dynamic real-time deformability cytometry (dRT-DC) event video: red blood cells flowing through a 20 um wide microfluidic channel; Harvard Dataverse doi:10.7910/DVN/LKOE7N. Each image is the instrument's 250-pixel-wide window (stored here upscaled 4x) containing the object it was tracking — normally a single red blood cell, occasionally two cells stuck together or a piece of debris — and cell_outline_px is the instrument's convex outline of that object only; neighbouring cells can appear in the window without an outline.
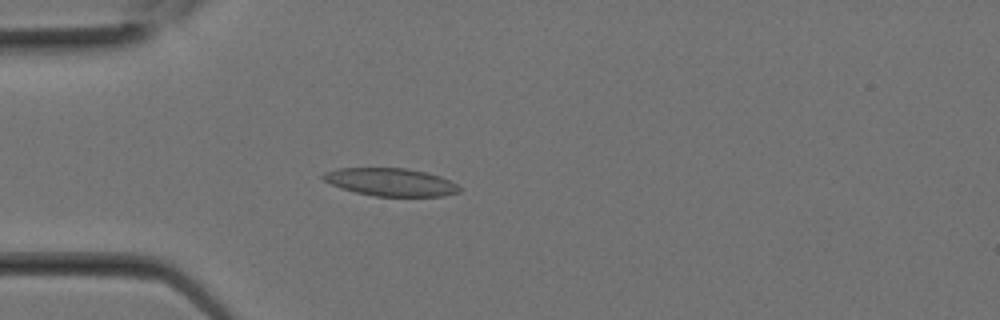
{"species": "Egyptian fruit bat (a non-hibernating species)", "species_latin": "Rousettus aegyptiacus", "temperature_condition": "room temperature", "stored_images_in_passage": 2, "camera_frame_rate_fps": 3000, "um_per_image_px": 0.085, "animal": {"sex": "female"}, "frame": {"image": 1, "passage_image": 2, "time_ms": 0.333, "image_size_px": [1000, 320], "cell_outline_px": [[460, 192], [444, 196], [376, 196], [356, 192], [340, 188], [324, 180], [320, 176], [324, 172], [340, 168], [404, 168], [424, 172], [440, 176], [456, 184], [460, 188]], "centroid_in_image_um": [33.19, 15.48], "position_along_channel_um": 51.8, "area_um2": 21.91}}